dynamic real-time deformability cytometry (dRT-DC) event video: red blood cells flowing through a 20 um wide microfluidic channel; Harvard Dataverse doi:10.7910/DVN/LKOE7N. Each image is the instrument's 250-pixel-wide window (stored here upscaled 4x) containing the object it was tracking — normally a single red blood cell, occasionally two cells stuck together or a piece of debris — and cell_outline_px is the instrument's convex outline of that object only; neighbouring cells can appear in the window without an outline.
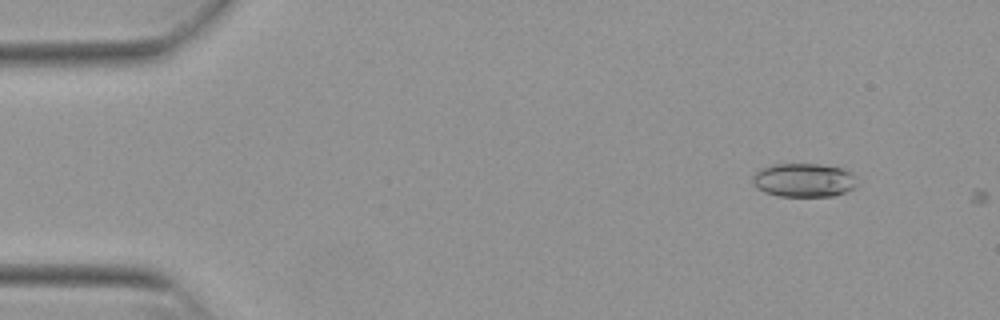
{"species": "Egyptian fruit bat (a non-hibernating species)", "species_latin": "Rousettus aegyptiacus", "temperature_condition": "warm", "stored_images_in_passage": 4, "camera_frame_rate_fps": 3000, "um_per_image_px": 0.085, "animal": {"sex": "female"}, "frame": {"image": 1, "passage_image": 3, "time_ms": 0.667, "image_size_px": [1000, 320], "cell_outline_px": [[856, 184], [852, 188], [844, 192], [832, 196], [780, 196], [764, 192], [756, 188], [752, 180], [752, 176], [760, 168], [772, 164], [820, 164], [840, 168], [852, 172], [856, 176]], "centroid_in_image_um": [68.29, 15.3], "position_along_channel_um": 16.7, "area_um2": 20.58}}